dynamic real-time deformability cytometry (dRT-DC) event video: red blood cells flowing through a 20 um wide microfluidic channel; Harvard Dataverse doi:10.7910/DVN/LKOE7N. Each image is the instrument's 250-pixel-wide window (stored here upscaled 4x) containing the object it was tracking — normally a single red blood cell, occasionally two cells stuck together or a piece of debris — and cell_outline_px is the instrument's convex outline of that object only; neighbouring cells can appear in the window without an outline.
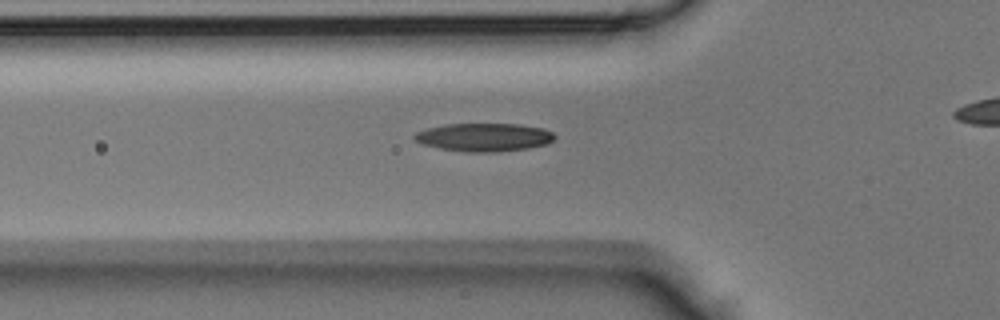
{"species": "Egyptian fruit bat (a non-hibernating species)", "species_latin": "Rousettus aegyptiacus", "temperature_condition": "room temperature", "stored_images_in_passage": 31, "camera_frame_rate_fps": 3000, "um_per_image_px": 0.085, "animal": {"sex": "male"}, "frame": {"image": 1, "passage_image": 10, "time_ms": 3.0, "image_size_px": [1000, 320], "cell_outline_px": [[556, 136], [548, 144], [528, 148], [496, 152], [468, 152], [440, 148], [420, 144], [412, 136], [416, 132], [428, 128], [448, 124], [520, 124], [544, 128], [552, 132]], "centroid_in_image_um": [41.16, 11.66], "position_along_channel_um": 84.6, "area_um2": 23.06}}
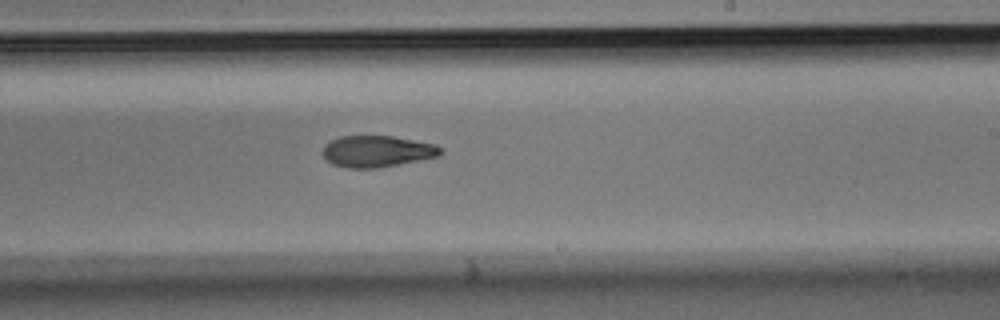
{"frame": {"image": 2, "passage_image": 21, "time_ms": 6.667, "image_size_px": [1000, 320], "cell_outline_px": [[444, 152], [440, 156], [376, 168], [348, 168], [332, 164], [324, 156], [324, 144], [340, 136], [392, 136], [436, 144]], "centroid_in_image_um": [32.07, 12.86], "position_along_channel_um": 256.9, "area_um2": 21.44}}
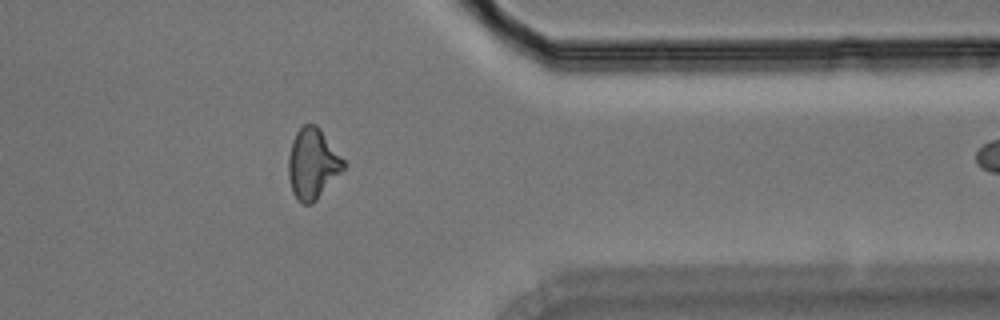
{"frame": {"image": 3, "passage_image": 30, "time_ms": 9.667, "image_size_px": [1000, 320], "cell_outline_px": [[348, 164], [316, 200], [312, 204], [300, 204], [292, 192], [288, 176], [288, 156], [292, 140], [296, 132], [304, 124], [316, 124], [320, 128]], "centroid_in_image_um": [26.57, 13.91], "position_along_channel_um": 384.8, "area_um2": 22.83}}